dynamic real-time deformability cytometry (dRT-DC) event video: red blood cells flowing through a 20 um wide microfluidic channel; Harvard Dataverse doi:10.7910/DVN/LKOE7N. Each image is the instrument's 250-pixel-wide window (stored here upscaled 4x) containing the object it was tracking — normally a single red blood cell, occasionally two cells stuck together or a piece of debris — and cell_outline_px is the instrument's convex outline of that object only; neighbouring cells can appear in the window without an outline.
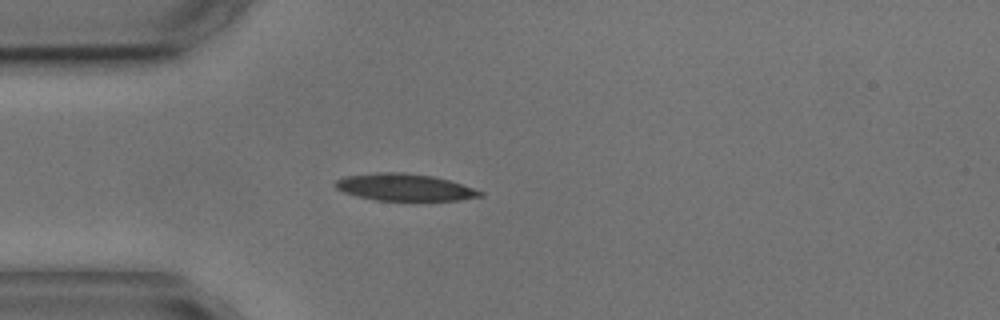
{"species": "common noctule bat (a hibernating species)", "species_latin": "Nyctalus noctula", "temperature_condition": "cold", "stored_images_in_passage": 3, "camera_frame_rate_fps": 3000, "um_per_image_px": 0.085, "animal": {"sex": "male", "body_mass_g": 17.9, "forearm_length_mm": 54.2}, "frame": {"image": 1, "passage_image": 3, "time_ms": 3.333, "image_size_px": [1000, 320], "cell_outline_px": [[484, 196], [460, 200], [376, 200], [356, 196], [344, 192], [336, 188], [332, 184], [336, 180], [344, 176], [376, 172], [404, 172], [432, 176], [448, 180], [484, 192]], "centroid_in_image_um": [34.34, 15.91], "position_along_channel_um": 50.7, "area_um2": 22.77}}